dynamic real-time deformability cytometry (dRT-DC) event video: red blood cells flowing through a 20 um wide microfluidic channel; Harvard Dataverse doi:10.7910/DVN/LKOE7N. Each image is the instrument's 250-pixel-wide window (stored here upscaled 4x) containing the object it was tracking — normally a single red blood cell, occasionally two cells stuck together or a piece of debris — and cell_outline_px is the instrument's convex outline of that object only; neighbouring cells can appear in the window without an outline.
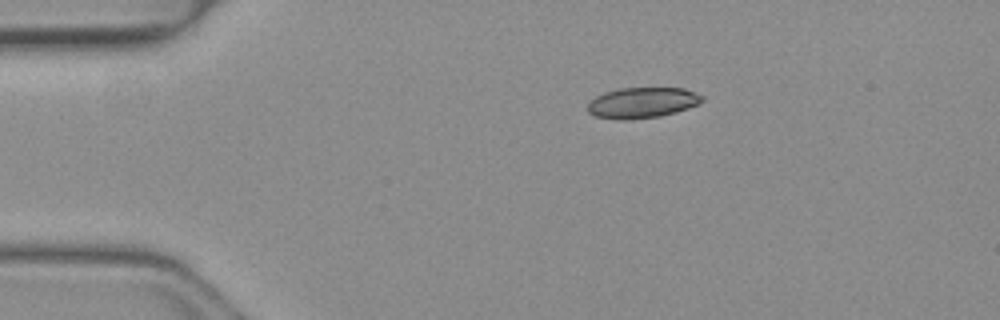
{"species": "common noctule bat (a hibernating species)", "species_latin": "Nyctalus noctula", "temperature_condition": "warm", "stored_images_in_passage": 32, "camera_frame_rate_fps": 3000, "um_per_image_px": 0.085, "animal": {"sex": "female", "body_mass_g": 19.3, "forearm_length_mm": 54.1}, "frame": {"image": 1, "passage_image": 1, "time_ms": 0.0, "image_size_px": [1000, 320], "cell_outline_px": [[704, 100], [700, 104], [676, 112], [660, 116], [628, 120], [616, 120], [596, 116], [588, 112], [588, 104], [596, 96], [604, 92], [620, 88], [684, 88], [696, 92], [704, 96]], "centroid_in_image_um": [54.62, 8.73], "position_along_channel_um": 30.4, "area_um2": 20.63}}
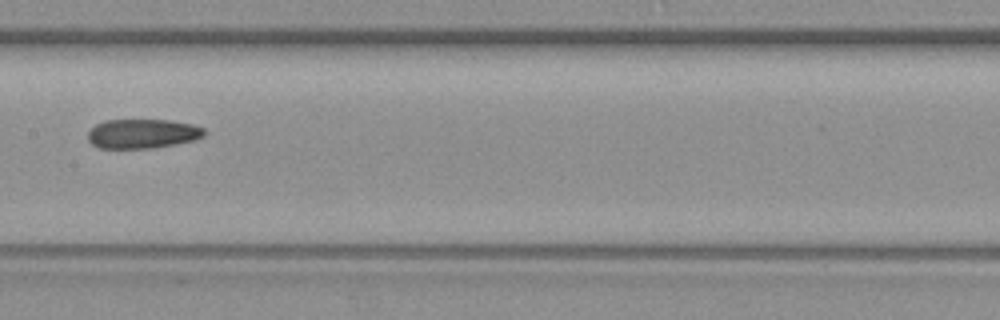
{"frame": {"image": 2, "passage_image": 17, "time_ms": 5.333, "image_size_px": [1000, 320], "cell_outline_px": [[204, 136], [192, 140], [152, 148], [100, 148], [92, 144], [88, 140], [88, 132], [96, 124], [104, 120], [168, 120], [192, 124], [204, 128]], "centroid_in_image_um": [12.08, 11.35], "position_along_channel_um": 195.3, "area_um2": 19.71}}
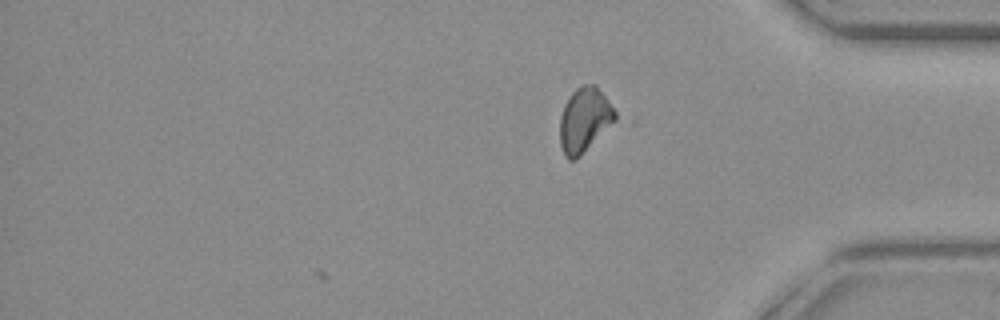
{"frame": {"image": 3, "passage_image": 32, "time_ms": 10.333, "image_size_px": [1000, 320], "cell_outline_px": [[624, 116], [576, 160], [568, 160], [564, 156], [560, 144], [560, 116], [564, 104], [572, 92], [576, 88], [584, 84], [596, 84]], "centroid_in_image_um": [49.79, 10.19], "position_along_channel_um": 385.4, "area_um2": 22.08}, "authors_computed_cell_mechanics": {"area_um2": 20.2011, "velocity_mm_per_s": 4.1075, "shape_relaxation_time_tau1_ms": null, "shape_relaxation_time_tau2_ms": 9.755, "deformation_change_tau1": null, "deformation_change_tau2": 0.1894}}